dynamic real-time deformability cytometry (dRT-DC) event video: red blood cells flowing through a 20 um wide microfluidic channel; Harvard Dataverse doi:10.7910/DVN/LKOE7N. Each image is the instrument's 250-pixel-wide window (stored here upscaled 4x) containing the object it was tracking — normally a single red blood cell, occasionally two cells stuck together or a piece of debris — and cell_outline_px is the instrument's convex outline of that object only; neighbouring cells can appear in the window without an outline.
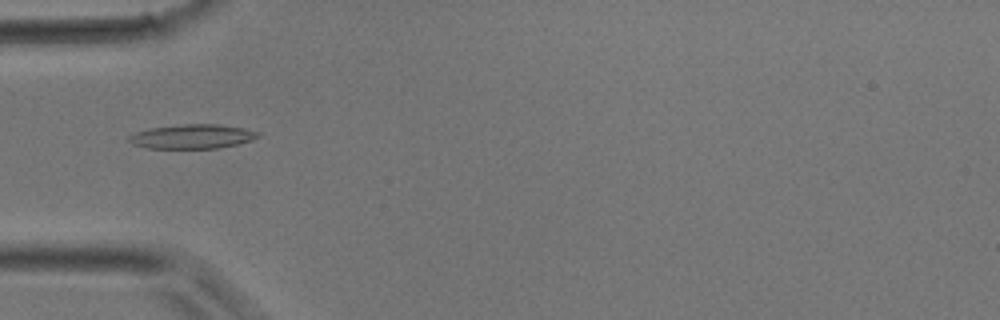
{"species": "common noctule bat (a hibernating species)", "species_latin": "Nyctalus noctula", "temperature_condition": "room temperature", "stored_images_in_passage": 29, "camera_frame_rate_fps": 3000, "um_per_image_px": 0.085, "animal": {"sex": "male", "body_mass_g": 17.9}, "frame": {"image": 1, "passage_image": 2, "time_ms": 0.333, "image_size_px": [1000, 320], "cell_outline_px": [[260, 136], [252, 140], [236, 144], [216, 148], [148, 148], [132, 144], [128, 140], [128, 136], [136, 132], [152, 128], [184, 124], [216, 124], [244, 128], [260, 132]], "centroid_in_image_um": [16.35, 11.6], "position_along_channel_um": 68.6, "area_um2": 18.09}}
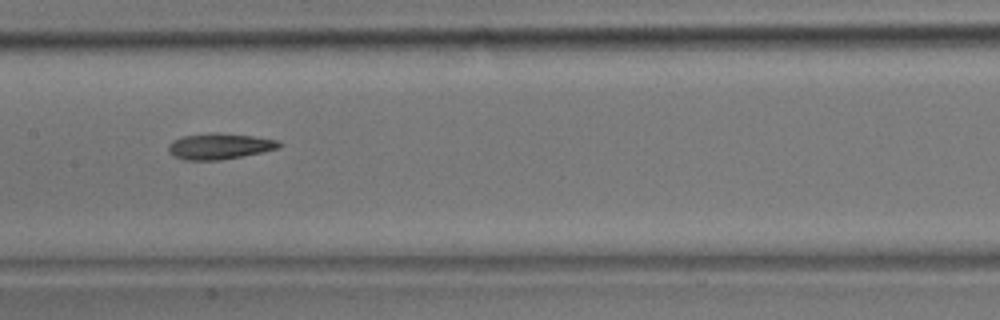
{"frame": {"image": 2, "passage_image": 9, "time_ms": 2.667, "image_size_px": [1000, 320], "cell_outline_px": [[284, 144], [280, 148], [220, 160], [184, 160], [168, 152], [168, 144], [172, 140], [184, 136], [216, 132], [220, 132], [252, 136], [280, 140]], "centroid_in_image_um": [18.68, 12.42], "position_along_channel_um": 188.7, "area_um2": 16.76}}
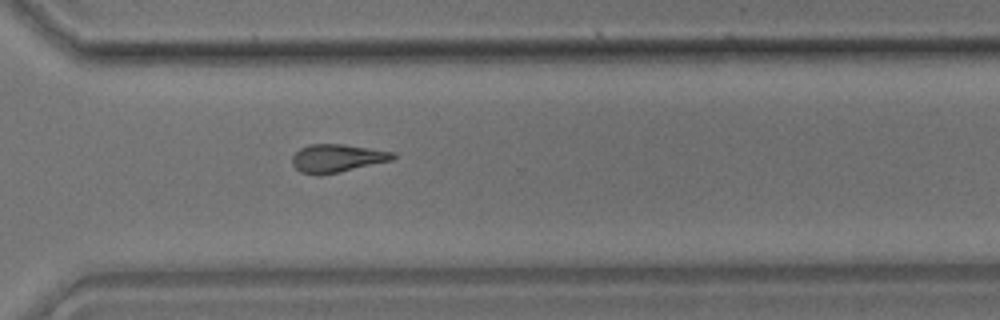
{"frame": {"image": 3, "passage_image": 18, "time_ms": 5.667, "image_size_px": [1000, 320], "cell_outline_px": [[396, 156], [392, 160], [320, 176], [300, 172], [292, 164], [292, 156], [300, 148], [308, 144], [344, 144], [392, 152]], "centroid_in_image_um": [28.59, 13.45], "position_along_channel_um": 342.0, "area_um2": 16.36}}